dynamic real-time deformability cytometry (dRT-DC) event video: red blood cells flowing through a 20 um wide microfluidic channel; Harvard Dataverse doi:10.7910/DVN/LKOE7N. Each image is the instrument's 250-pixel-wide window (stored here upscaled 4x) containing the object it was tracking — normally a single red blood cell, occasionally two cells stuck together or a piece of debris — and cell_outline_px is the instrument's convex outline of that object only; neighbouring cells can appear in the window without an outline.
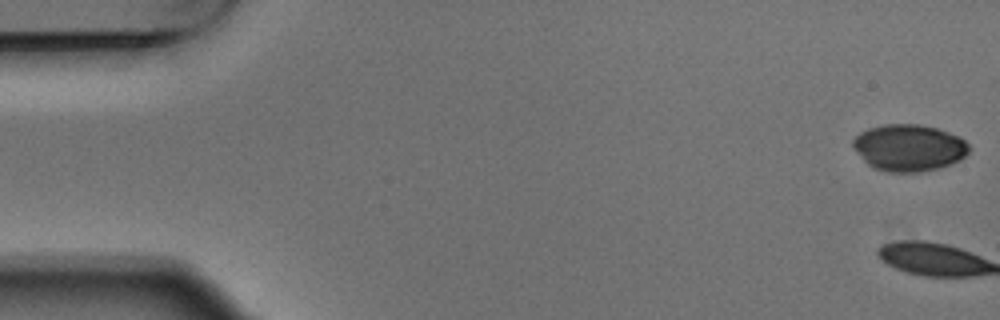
{"species": "Egyptian fruit bat (a non-hibernating species)", "species_latin": "Rousettus aegyptiacus", "temperature_condition": "warm", "stored_images_in_passage": 6, "camera_frame_rate_fps": 3000, "um_per_image_px": 0.085, "animal": {"sex": "male"}, "frame": {"image": 1, "passage_image": 1, "time_ms": 0.0, "image_size_px": [1000, 320], "cell_outline_px": [[972, 148], [960, 160], [936, 168], [920, 172], [888, 172], [872, 168], [864, 160], [852, 144], [852, 140], [860, 132], [868, 128], [884, 124], [920, 124], [936, 128], [960, 136]], "centroid_in_image_um": [77.26, 12.55], "position_along_channel_um": 7.7, "area_um2": 31.56}}
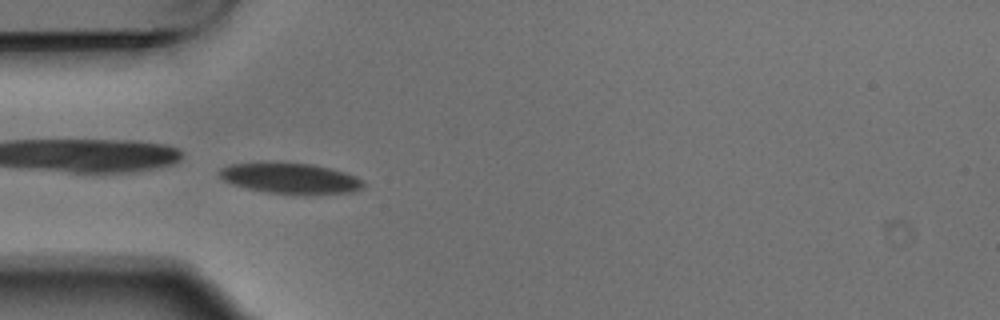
{"frame": {"image": 2, "passage_image": 5, "time_ms": 1.333, "image_size_px": [1000, 320], "cell_outline_px": [[364, 188], [352, 192], [312, 196], [268, 192], [248, 188], [232, 184], [216, 176], [216, 172], [220, 168], [232, 164], [312, 164], [332, 168], [356, 176], [364, 180]], "centroid_in_image_um": [24.75, 15.2], "position_along_channel_um": 60.2, "area_um2": 25.78}}